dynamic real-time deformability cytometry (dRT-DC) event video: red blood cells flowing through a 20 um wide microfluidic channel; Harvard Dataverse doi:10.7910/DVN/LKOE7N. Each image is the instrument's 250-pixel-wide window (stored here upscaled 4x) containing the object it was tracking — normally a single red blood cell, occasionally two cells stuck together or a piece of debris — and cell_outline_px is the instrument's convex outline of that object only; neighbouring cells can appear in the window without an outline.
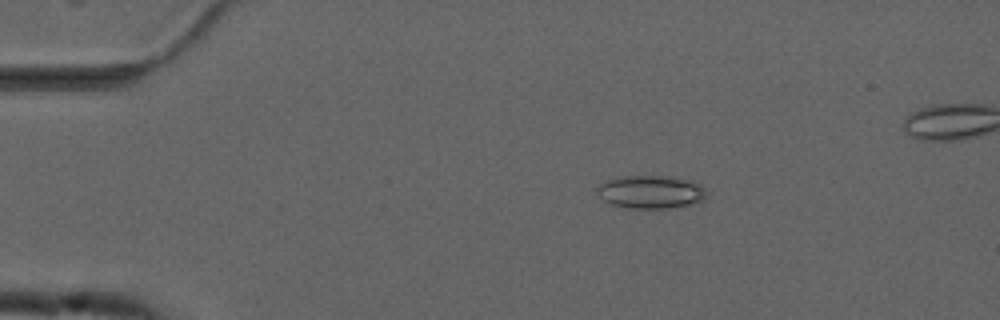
{"species": "common noctule bat (a hibernating species)", "species_latin": "Nyctalus noctula", "temperature_condition": "cold", "stored_images_in_passage": 25, "camera_frame_rate_fps": 3000, "um_per_image_px": 0.085, "animal": {"sex": "male", "forearm_length_mm": 52.5}, "frame": {"image": 1, "passage_image": 8, "time_ms": 2.333, "image_size_px": [1000, 320], "cell_outline_px": [[704, 200], [688, 204], [668, 208], [628, 208], [608, 204], [596, 192], [596, 188], [600, 184], [608, 180], [620, 176], [664, 176], [688, 180], [700, 184], [704, 188]], "centroid_in_image_um": [55.25, 16.31], "position_along_channel_um": 29.7, "area_um2": 20.87}}
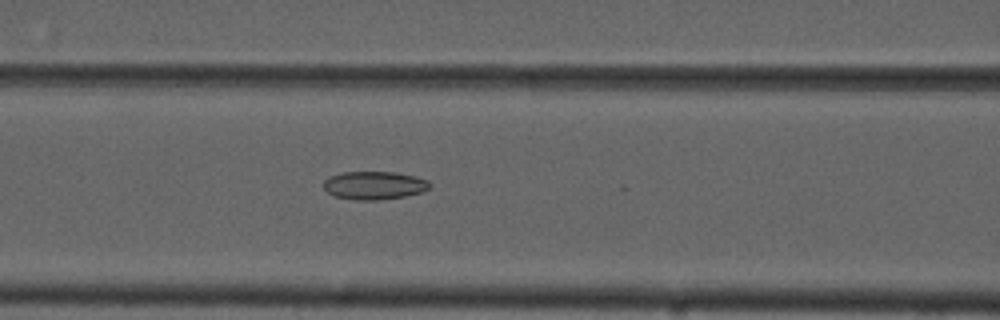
{"frame": {"image": 2, "passage_image": 21, "time_ms": 6.667, "image_size_px": [1000, 320], "cell_outline_px": [[432, 184], [424, 192], [404, 196], [376, 200], [356, 200], [336, 196], [328, 192], [324, 188], [324, 180], [328, 176], [344, 172], [396, 172], [416, 176], [428, 180]], "centroid_in_image_um": [31.84, 15.75], "position_along_channel_um": 134.8, "area_um2": 17.46}}
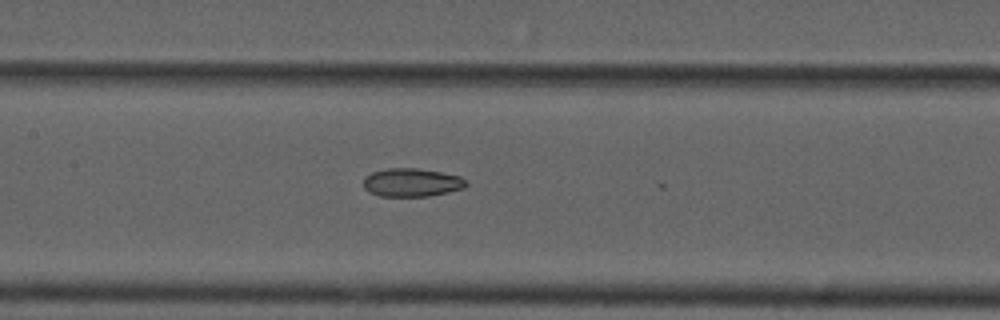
{"frame": {"image": 3, "passage_image": 24, "time_ms": 7.667, "image_size_px": [1000, 320], "cell_outline_px": [[468, 184], [464, 188], [448, 192], [428, 196], [380, 196], [368, 192], [364, 188], [364, 176], [372, 172], [388, 168], [416, 168], [440, 172], [460, 176]], "centroid_in_image_um": [34.97, 15.51], "position_along_channel_um": 172.4, "area_um2": 16.94}}